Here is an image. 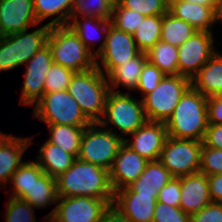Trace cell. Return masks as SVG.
Here are the masks:
<instances>
[{
    "label": "cell",
    "instance_id": "obj_27",
    "mask_svg": "<svg viewBox=\"0 0 222 222\" xmlns=\"http://www.w3.org/2000/svg\"><path fill=\"white\" fill-rule=\"evenodd\" d=\"M74 1L75 0H33L34 12L38 23L57 15L47 23L50 27L68 25L74 7Z\"/></svg>",
    "mask_w": 222,
    "mask_h": 222
},
{
    "label": "cell",
    "instance_id": "obj_40",
    "mask_svg": "<svg viewBox=\"0 0 222 222\" xmlns=\"http://www.w3.org/2000/svg\"><path fill=\"white\" fill-rule=\"evenodd\" d=\"M164 76L165 74L162 71L147 61L143 66L139 83L135 91L139 90L143 93L142 97H144L155 89Z\"/></svg>",
    "mask_w": 222,
    "mask_h": 222
},
{
    "label": "cell",
    "instance_id": "obj_26",
    "mask_svg": "<svg viewBox=\"0 0 222 222\" xmlns=\"http://www.w3.org/2000/svg\"><path fill=\"white\" fill-rule=\"evenodd\" d=\"M37 156V163L42 168L44 173H47L53 178H57L59 175L66 172L72 165L76 158L64 150L61 147L53 145L48 141L40 147Z\"/></svg>",
    "mask_w": 222,
    "mask_h": 222
},
{
    "label": "cell",
    "instance_id": "obj_49",
    "mask_svg": "<svg viewBox=\"0 0 222 222\" xmlns=\"http://www.w3.org/2000/svg\"><path fill=\"white\" fill-rule=\"evenodd\" d=\"M187 2L198 3L202 5H217L218 0H184Z\"/></svg>",
    "mask_w": 222,
    "mask_h": 222
},
{
    "label": "cell",
    "instance_id": "obj_9",
    "mask_svg": "<svg viewBox=\"0 0 222 222\" xmlns=\"http://www.w3.org/2000/svg\"><path fill=\"white\" fill-rule=\"evenodd\" d=\"M146 121L142 99H135L129 93L109 91L104 115L99 121L103 127L108 129L112 123L125 136L135 132Z\"/></svg>",
    "mask_w": 222,
    "mask_h": 222
},
{
    "label": "cell",
    "instance_id": "obj_37",
    "mask_svg": "<svg viewBox=\"0 0 222 222\" xmlns=\"http://www.w3.org/2000/svg\"><path fill=\"white\" fill-rule=\"evenodd\" d=\"M6 206V222H37L34 215V207L28 202L9 197Z\"/></svg>",
    "mask_w": 222,
    "mask_h": 222
},
{
    "label": "cell",
    "instance_id": "obj_23",
    "mask_svg": "<svg viewBox=\"0 0 222 222\" xmlns=\"http://www.w3.org/2000/svg\"><path fill=\"white\" fill-rule=\"evenodd\" d=\"M173 176L159 161H149L142 174L127 188L133 193L152 195L157 200L158 194Z\"/></svg>",
    "mask_w": 222,
    "mask_h": 222
},
{
    "label": "cell",
    "instance_id": "obj_4",
    "mask_svg": "<svg viewBox=\"0 0 222 222\" xmlns=\"http://www.w3.org/2000/svg\"><path fill=\"white\" fill-rule=\"evenodd\" d=\"M47 45L50 47L53 63L74 72L96 67V57L68 25L50 27Z\"/></svg>",
    "mask_w": 222,
    "mask_h": 222
},
{
    "label": "cell",
    "instance_id": "obj_44",
    "mask_svg": "<svg viewBox=\"0 0 222 222\" xmlns=\"http://www.w3.org/2000/svg\"><path fill=\"white\" fill-rule=\"evenodd\" d=\"M202 143L204 146L222 150V124L208 123Z\"/></svg>",
    "mask_w": 222,
    "mask_h": 222
},
{
    "label": "cell",
    "instance_id": "obj_5",
    "mask_svg": "<svg viewBox=\"0 0 222 222\" xmlns=\"http://www.w3.org/2000/svg\"><path fill=\"white\" fill-rule=\"evenodd\" d=\"M123 143L124 136L94 122L84 128L77 158L109 170Z\"/></svg>",
    "mask_w": 222,
    "mask_h": 222
},
{
    "label": "cell",
    "instance_id": "obj_24",
    "mask_svg": "<svg viewBox=\"0 0 222 222\" xmlns=\"http://www.w3.org/2000/svg\"><path fill=\"white\" fill-rule=\"evenodd\" d=\"M191 86L207 98L222 91V54L216 51L191 79Z\"/></svg>",
    "mask_w": 222,
    "mask_h": 222
},
{
    "label": "cell",
    "instance_id": "obj_14",
    "mask_svg": "<svg viewBox=\"0 0 222 222\" xmlns=\"http://www.w3.org/2000/svg\"><path fill=\"white\" fill-rule=\"evenodd\" d=\"M53 64L50 47L44 46L25 64L22 95L20 103L23 105H35L44 94L46 72Z\"/></svg>",
    "mask_w": 222,
    "mask_h": 222
},
{
    "label": "cell",
    "instance_id": "obj_51",
    "mask_svg": "<svg viewBox=\"0 0 222 222\" xmlns=\"http://www.w3.org/2000/svg\"><path fill=\"white\" fill-rule=\"evenodd\" d=\"M217 96L222 99V91Z\"/></svg>",
    "mask_w": 222,
    "mask_h": 222
},
{
    "label": "cell",
    "instance_id": "obj_19",
    "mask_svg": "<svg viewBox=\"0 0 222 222\" xmlns=\"http://www.w3.org/2000/svg\"><path fill=\"white\" fill-rule=\"evenodd\" d=\"M179 207L192 215L212 202L209 182L204 173L197 172L181 177V194Z\"/></svg>",
    "mask_w": 222,
    "mask_h": 222
},
{
    "label": "cell",
    "instance_id": "obj_20",
    "mask_svg": "<svg viewBox=\"0 0 222 222\" xmlns=\"http://www.w3.org/2000/svg\"><path fill=\"white\" fill-rule=\"evenodd\" d=\"M32 137H15L0 131V185L7 187L13 173L23 164L22 156Z\"/></svg>",
    "mask_w": 222,
    "mask_h": 222
},
{
    "label": "cell",
    "instance_id": "obj_15",
    "mask_svg": "<svg viewBox=\"0 0 222 222\" xmlns=\"http://www.w3.org/2000/svg\"><path fill=\"white\" fill-rule=\"evenodd\" d=\"M129 135H132L133 139H124V143L128 147L148 161L159 160L168 137L164 122L146 121L140 128Z\"/></svg>",
    "mask_w": 222,
    "mask_h": 222
},
{
    "label": "cell",
    "instance_id": "obj_29",
    "mask_svg": "<svg viewBox=\"0 0 222 222\" xmlns=\"http://www.w3.org/2000/svg\"><path fill=\"white\" fill-rule=\"evenodd\" d=\"M49 129V143L61 147L65 152L78 157L81 138L86 126L46 124Z\"/></svg>",
    "mask_w": 222,
    "mask_h": 222
},
{
    "label": "cell",
    "instance_id": "obj_48",
    "mask_svg": "<svg viewBox=\"0 0 222 222\" xmlns=\"http://www.w3.org/2000/svg\"><path fill=\"white\" fill-rule=\"evenodd\" d=\"M215 12H216V23L220 20H222V0H218L216 8H215Z\"/></svg>",
    "mask_w": 222,
    "mask_h": 222
},
{
    "label": "cell",
    "instance_id": "obj_3",
    "mask_svg": "<svg viewBox=\"0 0 222 222\" xmlns=\"http://www.w3.org/2000/svg\"><path fill=\"white\" fill-rule=\"evenodd\" d=\"M67 91L92 123L102 119L110 88L107 77L97 67L75 72Z\"/></svg>",
    "mask_w": 222,
    "mask_h": 222
},
{
    "label": "cell",
    "instance_id": "obj_42",
    "mask_svg": "<svg viewBox=\"0 0 222 222\" xmlns=\"http://www.w3.org/2000/svg\"><path fill=\"white\" fill-rule=\"evenodd\" d=\"M181 194V177H173L158 194L157 202L179 207Z\"/></svg>",
    "mask_w": 222,
    "mask_h": 222
},
{
    "label": "cell",
    "instance_id": "obj_34",
    "mask_svg": "<svg viewBox=\"0 0 222 222\" xmlns=\"http://www.w3.org/2000/svg\"><path fill=\"white\" fill-rule=\"evenodd\" d=\"M113 6L106 0H75L70 16L97 17L111 20Z\"/></svg>",
    "mask_w": 222,
    "mask_h": 222
},
{
    "label": "cell",
    "instance_id": "obj_22",
    "mask_svg": "<svg viewBox=\"0 0 222 222\" xmlns=\"http://www.w3.org/2000/svg\"><path fill=\"white\" fill-rule=\"evenodd\" d=\"M80 18H82L80 20ZM111 20L97 17H73L68 26L75 32L79 39L84 43L88 50L96 57L103 50L105 45V37ZM96 33V34H94ZM97 36V37H96ZM104 36L101 45L96 51H92L91 47H95V41L101 40ZM93 44V45H92ZM92 45V46H91Z\"/></svg>",
    "mask_w": 222,
    "mask_h": 222
},
{
    "label": "cell",
    "instance_id": "obj_31",
    "mask_svg": "<svg viewBox=\"0 0 222 222\" xmlns=\"http://www.w3.org/2000/svg\"><path fill=\"white\" fill-rule=\"evenodd\" d=\"M197 30L188 22L176 18L169 11L162 15V30L160 40L174 46H181Z\"/></svg>",
    "mask_w": 222,
    "mask_h": 222
},
{
    "label": "cell",
    "instance_id": "obj_7",
    "mask_svg": "<svg viewBox=\"0 0 222 222\" xmlns=\"http://www.w3.org/2000/svg\"><path fill=\"white\" fill-rule=\"evenodd\" d=\"M191 80L180 75H165L155 89L142 98L147 121L166 122L185 92Z\"/></svg>",
    "mask_w": 222,
    "mask_h": 222
},
{
    "label": "cell",
    "instance_id": "obj_10",
    "mask_svg": "<svg viewBox=\"0 0 222 222\" xmlns=\"http://www.w3.org/2000/svg\"><path fill=\"white\" fill-rule=\"evenodd\" d=\"M202 141L167 137L159 161L175 178L200 170Z\"/></svg>",
    "mask_w": 222,
    "mask_h": 222
},
{
    "label": "cell",
    "instance_id": "obj_17",
    "mask_svg": "<svg viewBox=\"0 0 222 222\" xmlns=\"http://www.w3.org/2000/svg\"><path fill=\"white\" fill-rule=\"evenodd\" d=\"M33 0H0V36L38 25Z\"/></svg>",
    "mask_w": 222,
    "mask_h": 222
},
{
    "label": "cell",
    "instance_id": "obj_13",
    "mask_svg": "<svg viewBox=\"0 0 222 222\" xmlns=\"http://www.w3.org/2000/svg\"><path fill=\"white\" fill-rule=\"evenodd\" d=\"M139 53L133 36L117 29L110 23L104 48L96 56V67L107 76L114 68L129 61ZM97 58H100V61ZM102 66L103 68H101Z\"/></svg>",
    "mask_w": 222,
    "mask_h": 222
},
{
    "label": "cell",
    "instance_id": "obj_50",
    "mask_svg": "<svg viewBox=\"0 0 222 222\" xmlns=\"http://www.w3.org/2000/svg\"><path fill=\"white\" fill-rule=\"evenodd\" d=\"M107 2H109L112 6H116L120 3V0H106Z\"/></svg>",
    "mask_w": 222,
    "mask_h": 222
},
{
    "label": "cell",
    "instance_id": "obj_28",
    "mask_svg": "<svg viewBox=\"0 0 222 222\" xmlns=\"http://www.w3.org/2000/svg\"><path fill=\"white\" fill-rule=\"evenodd\" d=\"M21 199L37 209L47 208L50 204L57 203L56 179L43 173L37 180H34L29 191H26Z\"/></svg>",
    "mask_w": 222,
    "mask_h": 222
},
{
    "label": "cell",
    "instance_id": "obj_6",
    "mask_svg": "<svg viewBox=\"0 0 222 222\" xmlns=\"http://www.w3.org/2000/svg\"><path fill=\"white\" fill-rule=\"evenodd\" d=\"M27 30L0 36V72L26 64L36 52L47 45L50 32L48 24L30 33Z\"/></svg>",
    "mask_w": 222,
    "mask_h": 222
},
{
    "label": "cell",
    "instance_id": "obj_38",
    "mask_svg": "<svg viewBox=\"0 0 222 222\" xmlns=\"http://www.w3.org/2000/svg\"><path fill=\"white\" fill-rule=\"evenodd\" d=\"M119 4L144 16L164 15L169 11V0H120Z\"/></svg>",
    "mask_w": 222,
    "mask_h": 222
},
{
    "label": "cell",
    "instance_id": "obj_35",
    "mask_svg": "<svg viewBox=\"0 0 222 222\" xmlns=\"http://www.w3.org/2000/svg\"><path fill=\"white\" fill-rule=\"evenodd\" d=\"M144 18L145 16L139 12L126 9L118 4L113 6L111 24L117 29L132 35Z\"/></svg>",
    "mask_w": 222,
    "mask_h": 222
},
{
    "label": "cell",
    "instance_id": "obj_46",
    "mask_svg": "<svg viewBox=\"0 0 222 222\" xmlns=\"http://www.w3.org/2000/svg\"><path fill=\"white\" fill-rule=\"evenodd\" d=\"M212 202L222 203V174L207 176Z\"/></svg>",
    "mask_w": 222,
    "mask_h": 222
},
{
    "label": "cell",
    "instance_id": "obj_1",
    "mask_svg": "<svg viewBox=\"0 0 222 222\" xmlns=\"http://www.w3.org/2000/svg\"><path fill=\"white\" fill-rule=\"evenodd\" d=\"M56 179L58 197L85 196L114 201L109 170L78 158L73 165Z\"/></svg>",
    "mask_w": 222,
    "mask_h": 222
},
{
    "label": "cell",
    "instance_id": "obj_21",
    "mask_svg": "<svg viewBox=\"0 0 222 222\" xmlns=\"http://www.w3.org/2000/svg\"><path fill=\"white\" fill-rule=\"evenodd\" d=\"M216 5H202L184 0H169V12L192 25L197 31L212 32L216 23Z\"/></svg>",
    "mask_w": 222,
    "mask_h": 222
},
{
    "label": "cell",
    "instance_id": "obj_18",
    "mask_svg": "<svg viewBox=\"0 0 222 222\" xmlns=\"http://www.w3.org/2000/svg\"><path fill=\"white\" fill-rule=\"evenodd\" d=\"M156 202L152 195L133 193L123 188L115 191L113 204L131 222H152Z\"/></svg>",
    "mask_w": 222,
    "mask_h": 222
},
{
    "label": "cell",
    "instance_id": "obj_25",
    "mask_svg": "<svg viewBox=\"0 0 222 222\" xmlns=\"http://www.w3.org/2000/svg\"><path fill=\"white\" fill-rule=\"evenodd\" d=\"M147 62L146 53L140 52L137 56L129 59V61L122 63L114 68L106 77L111 91L121 92L117 88L123 87L135 91L143 66ZM116 89V90H115Z\"/></svg>",
    "mask_w": 222,
    "mask_h": 222
},
{
    "label": "cell",
    "instance_id": "obj_39",
    "mask_svg": "<svg viewBox=\"0 0 222 222\" xmlns=\"http://www.w3.org/2000/svg\"><path fill=\"white\" fill-rule=\"evenodd\" d=\"M199 172L206 176L222 174V150L202 145Z\"/></svg>",
    "mask_w": 222,
    "mask_h": 222
},
{
    "label": "cell",
    "instance_id": "obj_30",
    "mask_svg": "<svg viewBox=\"0 0 222 222\" xmlns=\"http://www.w3.org/2000/svg\"><path fill=\"white\" fill-rule=\"evenodd\" d=\"M147 61L165 75H178V47L159 40L147 52Z\"/></svg>",
    "mask_w": 222,
    "mask_h": 222
},
{
    "label": "cell",
    "instance_id": "obj_8",
    "mask_svg": "<svg viewBox=\"0 0 222 222\" xmlns=\"http://www.w3.org/2000/svg\"><path fill=\"white\" fill-rule=\"evenodd\" d=\"M33 111V117L46 124L88 126L92 123L67 90L44 93Z\"/></svg>",
    "mask_w": 222,
    "mask_h": 222
},
{
    "label": "cell",
    "instance_id": "obj_33",
    "mask_svg": "<svg viewBox=\"0 0 222 222\" xmlns=\"http://www.w3.org/2000/svg\"><path fill=\"white\" fill-rule=\"evenodd\" d=\"M43 173L44 171L36 161H24L9 181L13 184L10 197L21 199L26 191H29L34 180H37Z\"/></svg>",
    "mask_w": 222,
    "mask_h": 222
},
{
    "label": "cell",
    "instance_id": "obj_16",
    "mask_svg": "<svg viewBox=\"0 0 222 222\" xmlns=\"http://www.w3.org/2000/svg\"><path fill=\"white\" fill-rule=\"evenodd\" d=\"M148 162L147 159L123 143L109 169L110 183L114 192L127 188L136 181Z\"/></svg>",
    "mask_w": 222,
    "mask_h": 222
},
{
    "label": "cell",
    "instance_id": "obj_45",
    "mask_svg": "<svg viewBox=\"0 0 222 222\" xmlns=\"http://www.w3.org/2000/svg\"><path fill=\"white\" fill-rule=\"evenodd\" d=\"M208 123L222 124V99L216 96L207 100Z\"/></svg>",
    "mask_w": 222,
    "mask_h": 222
},
{
    "label": "cell",
    "instance_id": "obj_32",
    "mask_svg": "<svg viewBox=\"0 0 222 222\" xmlns=\"http://www.w3.org/2000/svg\"><path fill=\"white\" fill-rule=\"evenodd\" d=\"M162 15L145 16L132 34L140 52L146 53L161 38Z\"/></svg>",
    "mask_w": 222,
    "mask_h": 222
},
{
    "label": "cell",
    "instance_id": "obj_2",
    "mask_svg": "<svg viewBox=\"0 0 222 222\" xmlns=\"http://www.w3.org/2000/svg\"><path fill=\"white\" fill-rule=\"evenodd\" d=\"M207 100L191 86L165 122L168 136L203 141L208 127Z\"/></svg>",
    "mask_w": 222,
    "mask_h": 222
},
{
    "label": "cell",
    "instance_id": "obj_12",
    "mask_svg": "<svg viewBox=\"0 0 222 222\" xmlns=\"http://www.w3.org/2000/svg\"><path fill=\"white\" fill-rule=\"evenodd\" d=\"M216 51L213 32L196 31L178 47V75L191 80Z\"/></svg>",
    "mask_w": 222,
    "mask_h": 222
},
{
    "label": "cell",
    "instance_id": "obj_11",
    "mask_svg": "<svg viewBox=\"0 0 222 222\" xmlns=\"http://www.w3.org/2000/svg\"><path fill=\"white\" fill-rule=\"evenodd\" d=\"M104 199L85 196L58 197L55 208L45 216L46 222H99L109 207Z\"/></svg>",
    "mask_w": 222,
    "mask_h": 222
},
{
    "label": "cell",
    "instance_id": "obj_43",
    "mask_svg": "<svg viewBox=\"0 0 222 222\" xmlns=\"http://www.w3.org/2000/svg\"><path fill=\"white\" fill-rule=\"evenodd\" d=\"M190 222H222V203L211 202L190 215Z\"/></svg>",
    "mask_w": 222,
    "mask_h": 222
},
{
    "label": "cell",
    "instance_id": "obj_47",
    "mask_svg": "<svg viewBox=\"0 0 222 222\" xmlns=\"http://www.w3.org/2000/svg\"><path fill=\"white\" fill-rule=\"evenodd\" d=\"M99 222H131L114 204L104 211Z\"/></svg>",
    "mask_w": 222,
    "mask_h": 222
},
{
    "label": "cell",
    "instance_id": "obj_41",
    "mask_svg": "<svg viewBox=\"0 0 222 222\" xmlns=\"http://www.w3.org/2000/svg\"><path fill=\"white\" fill-rule=\"evenodd\" d=\"M152 222H190V215L180 207H172L168 204L156 202Z\"/></svg>",
    "mask_w": 222,
    "mask_h": 222
},
{
    "label": "cell",
    "instance_id": "obj_36",
    "mask_svg": "<svg viewBox=\"0 0 222 222\" xmlns=\"http://www.w3.org/2000/svg\"><path fill=\"white\" fill-rule=\"evenodd\" d=\"M74 73L64 66L53 63L46 72L44 93L67 90Z\"/></svg>",
    "mask_w": 222,
    "mask_h": 222
}]
</instances>
